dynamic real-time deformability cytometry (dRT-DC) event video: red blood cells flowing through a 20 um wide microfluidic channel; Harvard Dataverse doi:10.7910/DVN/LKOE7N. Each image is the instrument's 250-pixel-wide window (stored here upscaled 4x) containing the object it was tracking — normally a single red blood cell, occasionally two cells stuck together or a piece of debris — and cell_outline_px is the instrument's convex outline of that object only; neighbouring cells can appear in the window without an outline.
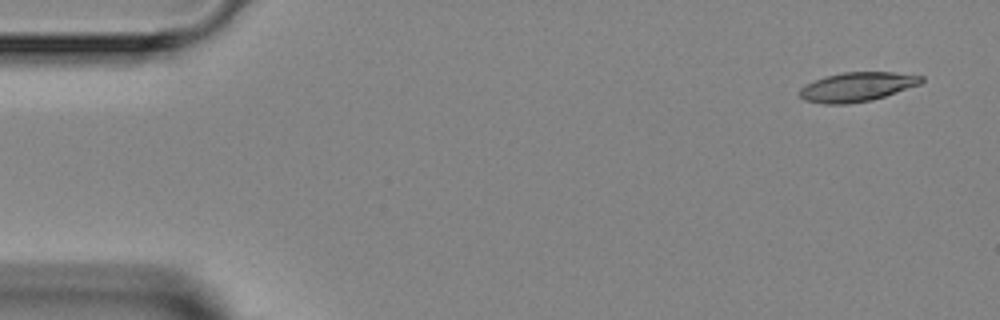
{"species": "Egyptian fruit bat (a non-hibernating species)", "species_latin": "Rousettus aegyptiacus", "temperature_condition": "room temperature", "stored_images_in_passage": 4, "camera_frame_rate_fps": 3000, "um_per_image_px": 0.085, "animal": {"sex": "female"}, "frame": {"image": 1, "passage_image": 1, "time_ms": 0.0, "image_size_px": [1000, 320], "cell_outline_px": [[924, 80], [920, 84], [872, 100], [848, 104], [824, 104], [804, 100], [800, 96], [800, 88], [824, 76], [844, 72], [892, 72], [924, 76]], "centroid_in_image_um": [72.85, 7.38], "position_along_channel_um": 12.1, "area_um2": 20.58}}
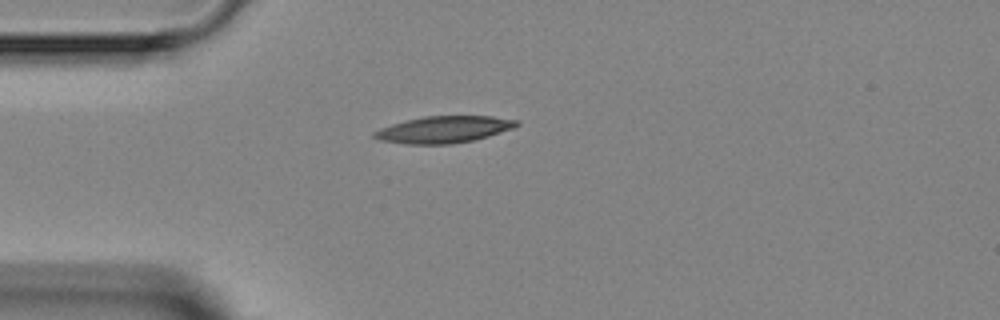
{"frame": {"image": 2, "passage_image": 4, "time_ms": 3.333, "image_size_px": [1000, 320], "cell_outline_px": [[520, 124], [512, 128], [488, 136], [472, 140], [452, 144], [404, 144], [380, 140], [372, 136], [372, 132], [380, 128], [392, 124], [424, 116], [492, 116], [516, 120]], "centroid_in_image_um": [37.69, 11.01], "position_along_channel_um": 47.3, "area_um2": 22.02}}